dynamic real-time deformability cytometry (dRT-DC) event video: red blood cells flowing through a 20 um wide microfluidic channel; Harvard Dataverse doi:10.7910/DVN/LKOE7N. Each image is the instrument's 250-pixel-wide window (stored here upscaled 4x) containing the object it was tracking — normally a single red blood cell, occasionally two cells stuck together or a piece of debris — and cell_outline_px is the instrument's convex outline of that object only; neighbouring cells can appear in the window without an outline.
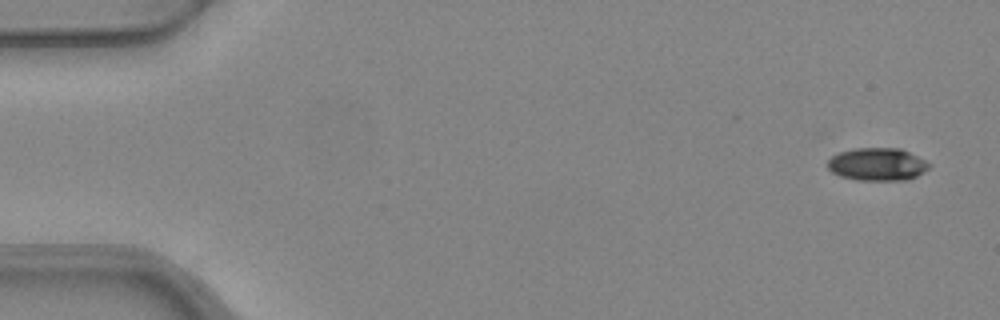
{"species": "common noctule bat (a hibernating species)", "species_latin": "Nyctalus noctula", "temperature_condition": "warm", "stored_images_in_passage": 7, "camera_frame_rate_fps": 3000, "um_per_image_px": 0.085, "animal": {"sex": "female", "body_mass_g": 24.6, "forearm_length_mm": 56.2}, "frame": {"image": 1, "passage_image": 1, "time_ms": 0.0, "image_size_px": [1000, 320], "cell_outline_px": [[932, 164], [924, 172], [908, 180], [856, 180], [840, 176], [832, 172], [828, 168], [828, 160], [832, 156], [840, 152], [852, 148], [900, 148]], "centroid_in_image_um": [74.56, 13.97], "position_along_channel_um": 10.4, "area_um2": 19.36}}
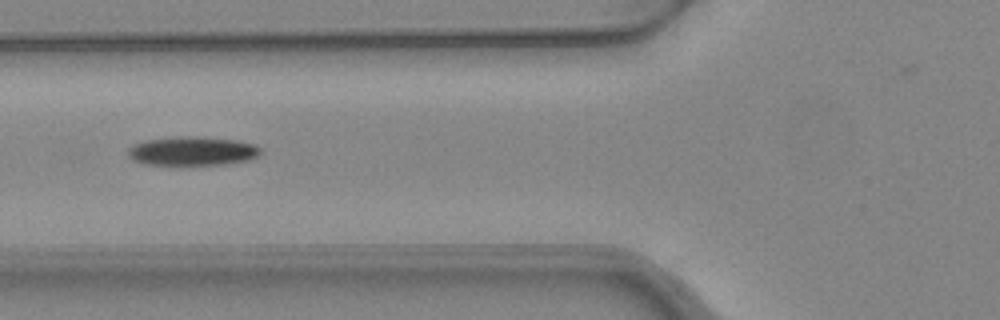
{"frame": {"image": 2, "passage_image": 6, "time_ms": 1.667, "image_size_px": [1000, 320], "cell_outline_px": [[260, 152], [256, 156], [248, 160], [224, 164], [188, 168], [176, 168], [144, 164], [132, 160], [128, 156], [128, 148], [144, 140], [180, 136], [204, 136], [236, 140], [256, 144], [260, 148]], "centroid_in_image_um": [16.3, 12.89], "position_along_channel_um": 109.5, "area_um2": 23.64}}
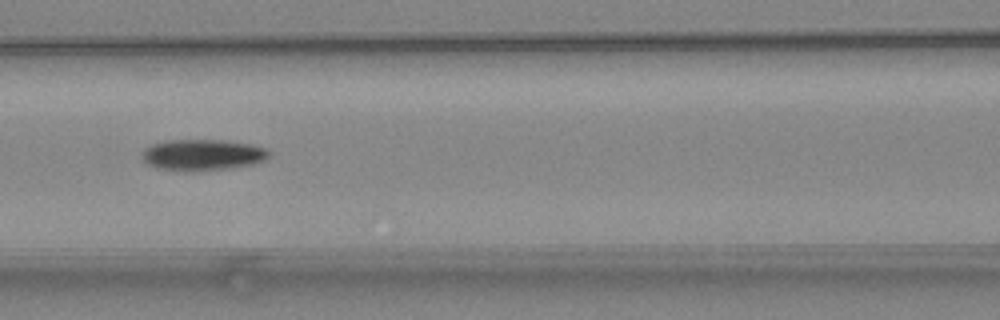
{"frame": {"image": 3, "passage_image": 7, "time_ms": 2.0, "image_size_px": [1000, 320], "cell_outline_px": [[268, 156], [264, 160], [252, 164], [228, 168], [188, 172], [184, 172], [156, 168], [148, 164], [144, 160], [144, 148], [152, 144], [172, 140], [224, 140], [248, 144], [264, 148], [268, 152]], "centroid_in_image_um": [17.18, 13.18], "position_along_channel_um": 149.4, "area_um2": 22.77}}